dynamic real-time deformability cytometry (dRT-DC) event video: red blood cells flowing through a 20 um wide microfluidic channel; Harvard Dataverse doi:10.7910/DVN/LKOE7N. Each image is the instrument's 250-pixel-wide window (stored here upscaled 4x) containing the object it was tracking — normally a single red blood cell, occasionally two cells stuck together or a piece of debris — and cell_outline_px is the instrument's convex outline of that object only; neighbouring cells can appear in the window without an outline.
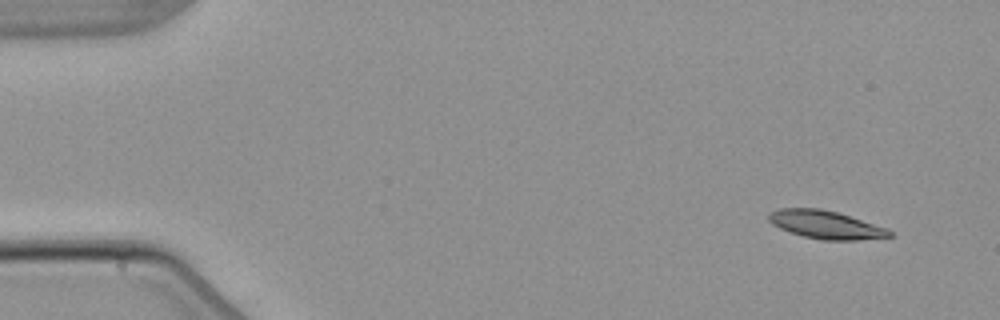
{"species": "common noctule bat (a hibernating species)", "species_latin": "Nyctalus noctula", "temperature_condition": "warm", "stored_images_in_passage": 4, "camera_frame_rate_fps": 3000, "um_per_image_px": 0.085, "animal": {"sex": "male", "body_mass_g": 21.5, "forearm_length_mm": 52.0}, "frame": {"image": 1, "passage_image": 4, "time_ms": 5.0, "image_size_px": [1000, 320], "cell_outline_px": [[892, 236], [856, 240], [824, 240], [804, 236], [788, 232], [772, 224], [768, 220], [768, 212], [780, 208], [820, 208], [836, 212], [888, 228], [892, 232]], "centroid_in_image_um": [70.15, 19.09], "position_along_channel_um": 14.9, "area_um2": 19.71}}